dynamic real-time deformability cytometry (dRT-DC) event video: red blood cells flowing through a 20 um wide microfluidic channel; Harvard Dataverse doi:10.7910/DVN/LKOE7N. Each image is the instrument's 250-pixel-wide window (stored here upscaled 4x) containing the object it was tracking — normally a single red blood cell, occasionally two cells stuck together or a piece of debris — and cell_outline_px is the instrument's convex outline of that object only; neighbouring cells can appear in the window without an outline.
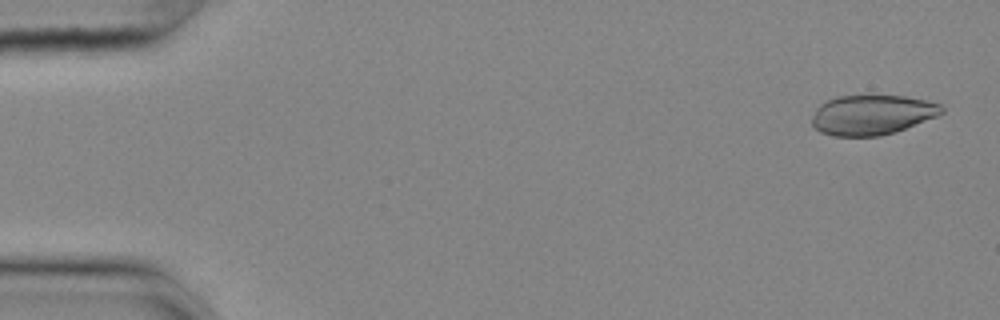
{"species": "common noctule bat (a hibernating species)", "species_latin": "Nyctalus noctula", "temperature_condition": "cold", "stored_images_in_passage": 55, "camera_frame_rate_fps": 3000, "um_per_image_px": 0.085, "animal": {"sex": "female", "body_mass_g": 25.1}, "frame": {"image": 1, "passage_image": 2, "time_ms": 0.333, "image_size_px": [1000, 320], "cell_outline_px": [[944, 112], [936, 116], [896, 132], [880, 136], [832, 136], [820, 132], [812, 124], [812, 116], [816, 108], [820, 104], [836, 96], [904, 96], [924, 100], [940, 104], [944, 108]], "centroid_in_image_um": [74.1, 9.77], "position_along_channel_um": 10.9, "area_um2": 30.06}}
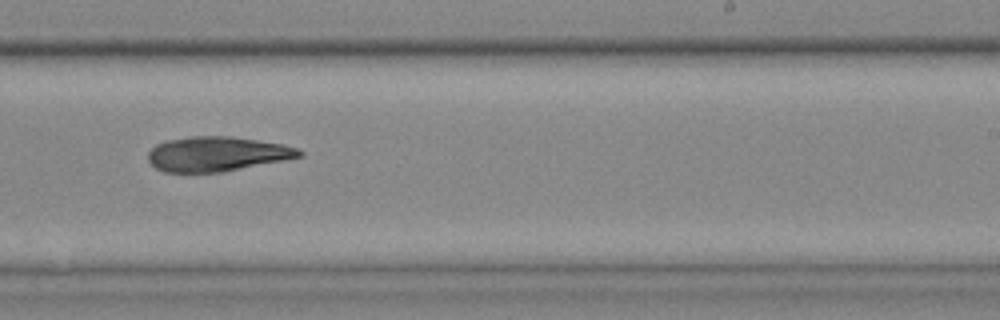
{"frame": {"image": 2, "passage_image": 34, "time_ms": 11.0, "image_size_px": [1000, 320], "cell_outline_px": [[304, 156], [224, 172], [164, 172], [156, 168], [148, 160], [148, 152], [156, 144], [164, 140], [192, 136], [228, 136], [284, 144], [296, 148], [304, 152]], "centroid_in_image_um": [18.44, 13.08], "position_along_channel_um": 270.6, "area_um2": 30.63}}
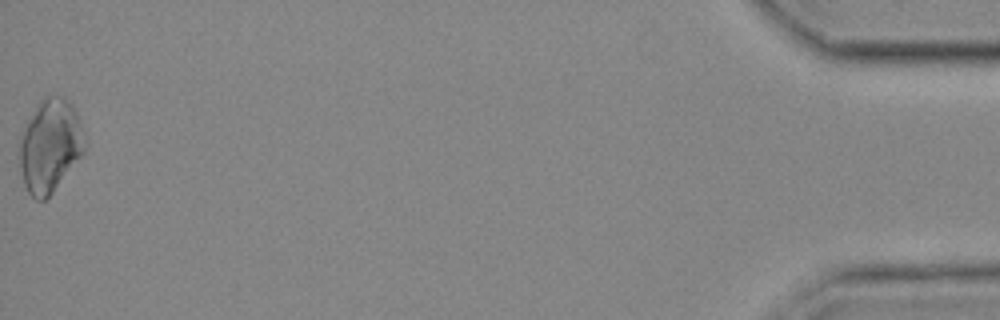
{"frame": {"image": 3, "passage_image": 55, "time_ms": 18.0, "image_size_px": [1000, 320], "cell_outline_px": [[84, 152], [52, 192], [44, 200], [36, 200], [28, 192], [24, 184], [20, 164], [20, 140], [28, 120], [36, 104], [48, 92], [64, 96], [72, 104], [76, 112], [80, 124], [84, 148]], "centroid_in_image_um": [4.23, 12.32], "position_along_channel_um": 431.0, "area_um2": 34.85}}